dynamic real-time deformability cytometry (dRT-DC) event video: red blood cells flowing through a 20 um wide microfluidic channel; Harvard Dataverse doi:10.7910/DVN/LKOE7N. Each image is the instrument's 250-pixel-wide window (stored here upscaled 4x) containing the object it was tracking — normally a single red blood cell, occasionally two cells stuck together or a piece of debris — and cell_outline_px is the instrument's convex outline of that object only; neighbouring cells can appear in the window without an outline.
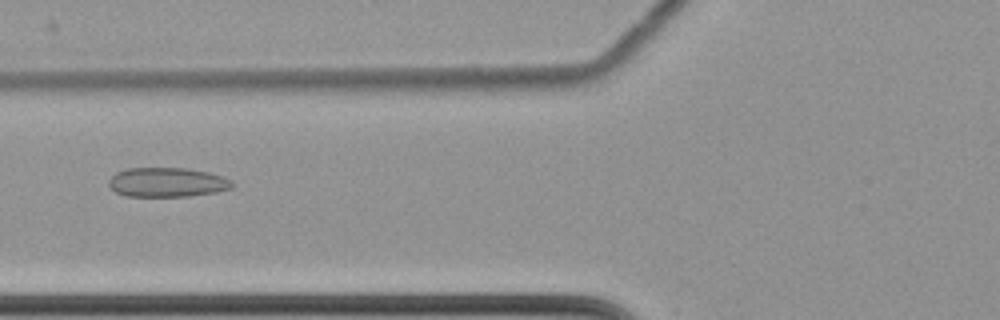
{"species": "common noctule bat (a hibernating species)", "species_latin": "Nyctalus noctula", "temperature_condition": "cold", "stored_images_in_passage": 53, "camera_frame_rate_fps": 3000, "um_per_image_px": 0.085, "animal": {"sex": "female", "body_mass_g": 22.7, "forearm_length_mm": 54.2}, "frame": {"image": 1, "passage_image": 18, "time_ms": 5.667, "image_size_px": [1000, 320], "cell_outline_px": [[232, 188], [216, 192], [188, 196], [124, 196], [116, 192], [108, 184], [108, 180], [116, 172], [128, 168], [188, 168], [208, 172], [224, 176], [232, 180]], "centroid_in_image_um": [14.21, 15.49], "position_along_channel_um": 111.6, "area_um2": 21.21}}
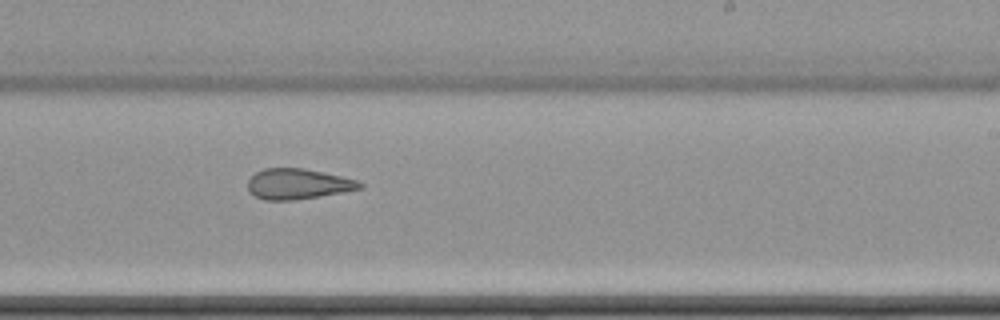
{"frame": {"image": 2, "passage_image": 31, "time_ms": 10.0, "image_size_px": [1000, 320], "cell_outline_px": [[364, 188], [344, 192], [320, 196], [292, 200], [264, 200], [248, 192], [248, 180], [256, 172], [264, 168], [304, 168], [324, 172], [356, 180], [364, 184]], "centroid_in_image_um": [25.33, 15.64], "position_along_channel_um": 263.7, "area_um2": 19.94}}
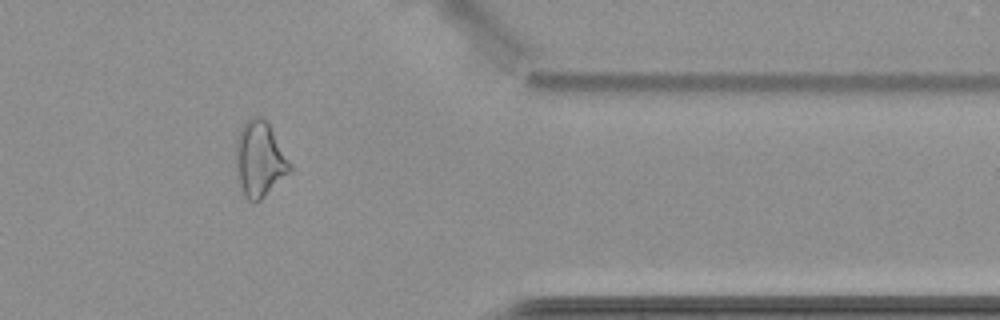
{"frame": {"image": 3, "passage_image": 43, "time_ms": 14.0, "image_size_px": [1000, 320], "cell_outline_px": [[292, 172], [260, 200], [248, 200], [244, 196], [236, 180], [236, 136], [240, 128], [252, 116], [260, 116], [268, 124], [292, 164]], "centroid_in_image_um": [22.06, 13.56], "position_along_channel_um": 389.3, "area_um2": 23.93}, "authors_computed_cell_mechanics": {"area_um2": 23.12, "velocity_mm_per_s": 3.5126, "shape_relaxation_time_tau1_ms": null, "shape_relaxation_time_tau2_ms": 2.7833, "deformation_change_tau1": null, "deformation_change_tau2": 0.1141}}